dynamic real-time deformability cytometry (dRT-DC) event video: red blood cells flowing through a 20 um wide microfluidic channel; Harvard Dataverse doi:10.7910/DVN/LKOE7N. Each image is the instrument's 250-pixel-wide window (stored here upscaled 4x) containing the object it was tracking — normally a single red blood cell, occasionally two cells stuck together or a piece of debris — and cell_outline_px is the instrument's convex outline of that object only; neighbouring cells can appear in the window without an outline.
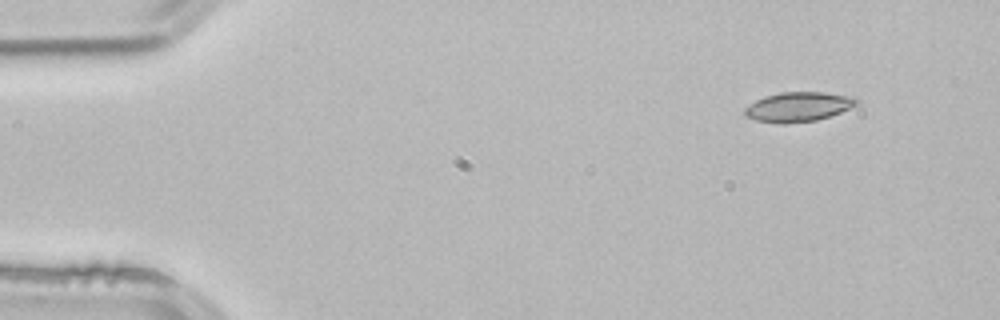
{"species": "common noctule bat (a hibernating species)", "species_latin": "Nyctalus noctula", "temperature_condition": "room temperature", "stored_images_in_passage": 4, "segment_of_instrument_passage": [2, 2], "camera_frame_rate_fps": 3000, "um_per_image_px": 0.085, "animal": {"sex": "male", "body_mass_g": 21.5, "forearm_length_mm": 52.0}, "frame": {"image": 1, "passage_image": 4, "time_ms": 1.0, "image_size_px": [1000, 320], "cell_outline_px": [[860, 100], [856, 104], [840, 112], [816, 120], [784, 124], [780, 124], [756, 120], [744, 116], [744, 108], [748, 104], [764, 96], [780, 92], [824, 92], [856, 96]], "centroid_in_image_um": [67.83, 9.07], "position_along_channel_um": 17.2, "area_um2": 19.42}}